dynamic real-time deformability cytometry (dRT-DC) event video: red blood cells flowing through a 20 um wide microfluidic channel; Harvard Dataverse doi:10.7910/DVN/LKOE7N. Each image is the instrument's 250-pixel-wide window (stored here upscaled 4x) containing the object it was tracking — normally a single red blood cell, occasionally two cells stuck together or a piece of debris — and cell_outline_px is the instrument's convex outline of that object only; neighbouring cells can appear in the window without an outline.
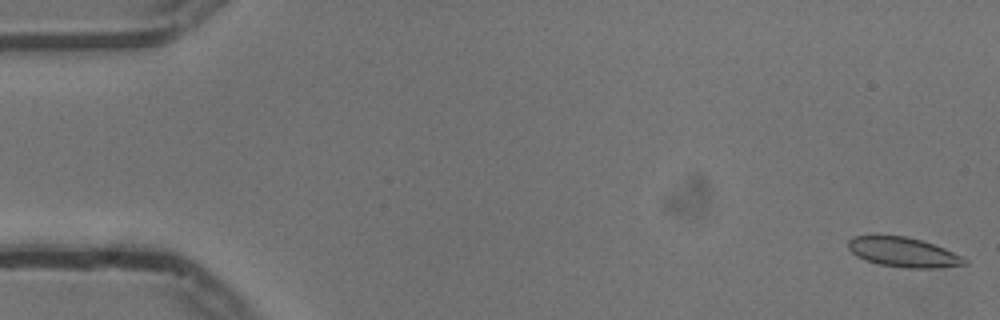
{"species": "common noctule bat (a hibernating species)", "species_latin": "Nyctalus noctula", "temperature_condition": "cold", "stored_images_in_passage": 14, "camera_frame_rate_fps": 3000, "um_per_image_px": 0.085, "animal": {"sex": "male", "body_mass_g": 13.3}, "frame": {"image": 1, "passage_image": 1, "time_ms": 0.0, "image_size_px": [1000, 320], "cell_outline_px": [[968, 264], [940, 268], [904, 268], [880, 264], [864, 260], [856, 256], [848, 248], [848, 240], [852, 236], [904, 236], [920, 240], [944, 248], [964, 256], [968, 260]], "centroid_in_image_um": [76.81, 21.45], "position_along_channel_um": 8.2, "area_um2": 20.17}}
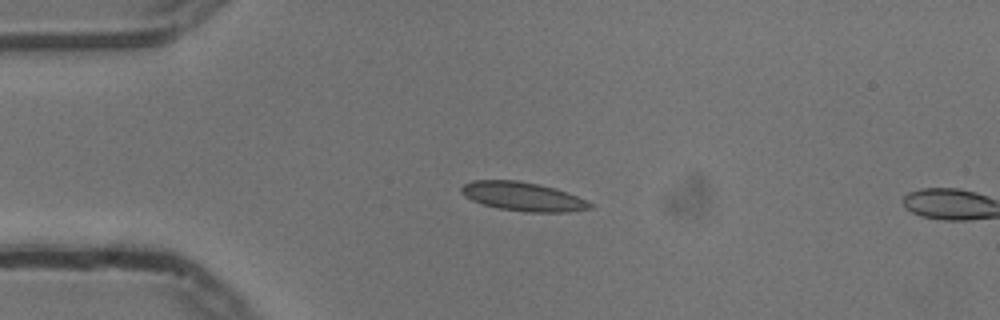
{"frame": {"image": 2, "passage_image": 13, "time_ms": 4.0, "image_size_px": [1000, 320], "cell_outline_px": [[596, 204], [592, 208], [568, 212], [524, 212], [496, 208], [472, 200], [464, 196], [460, 192], [460, 188], [464, 184], [472, 180], [516, 180], [536, 184], [552, 188], [576, 196]], "centroid_in_image_um": [44.42, 16.72], "position_along_channel_um": 40.6, "area_um2": 21.56}}